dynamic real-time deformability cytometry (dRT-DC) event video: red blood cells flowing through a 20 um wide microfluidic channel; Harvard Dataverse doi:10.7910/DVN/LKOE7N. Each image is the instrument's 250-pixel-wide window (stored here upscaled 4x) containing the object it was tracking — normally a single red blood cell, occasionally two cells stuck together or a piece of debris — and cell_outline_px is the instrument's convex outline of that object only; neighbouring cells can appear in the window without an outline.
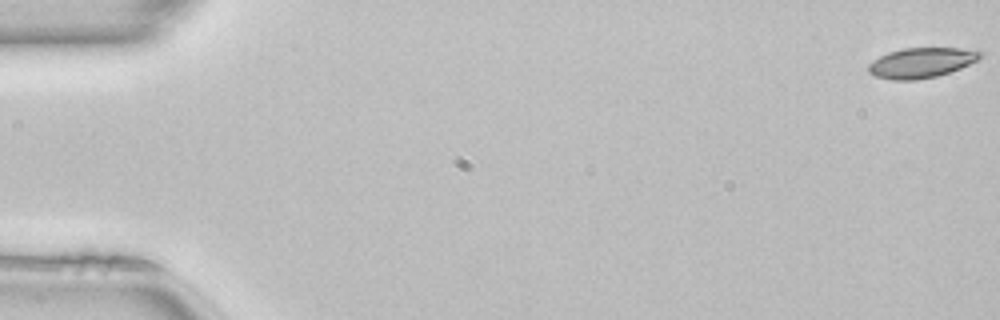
{"species": "common noctule bat (a hibernating species)", "species_latin": "Nyctalus noctula", "temperature_condition": "room temperature", "stored_images_in_passage": 51, "camera_frame_rate_fps": 3000, "um_per_image_px": 0.085, "animal": {"sex": "female", "body_mass_g": 22.7, "forearm_length_mm": 54.2}, "frame": {"image": 1, "passage_image": 1, "time_ms": 0.0, "image_size_px": [1000, 320], "cell_outline_px": [[984, 56], [980, 60], [960, 68], [936, 76], [916, 80], [892, 80], [876, 76], [868, 72], [868, 64], [872, 60], [888, 52], [904, 48], [960, 48], [984, 52]], "centroid_in_image_um": [78.33, 5.33], "position_along_channel_um": 6.7, "area_um2": 19.71}}
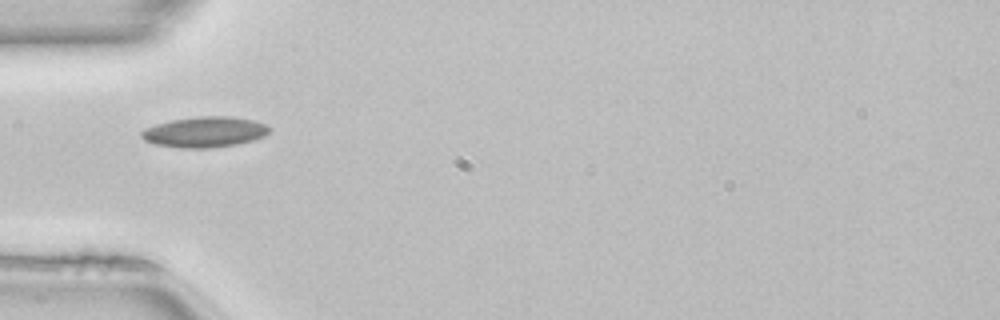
{"frame": {"image": 2, "passage_image": 17, "time_ms": 5.333, "image_size_px": [1000, 320], "cell_outline_px": [[268, 132], [264, 136], [252, 140], [236, 144], [212, 148], [180, 148], [156, 144], [144, 140], [140, 136], [140, 132], [144, 128], [156, 124], [172, 120], [200, 116], [232, 116], [252, 120], [264, 124], [268, 128]], "centroid_in_image_um": [17.35, 11.22], "position_along_channel_um": 67.6, "area_um2": 22.66}}
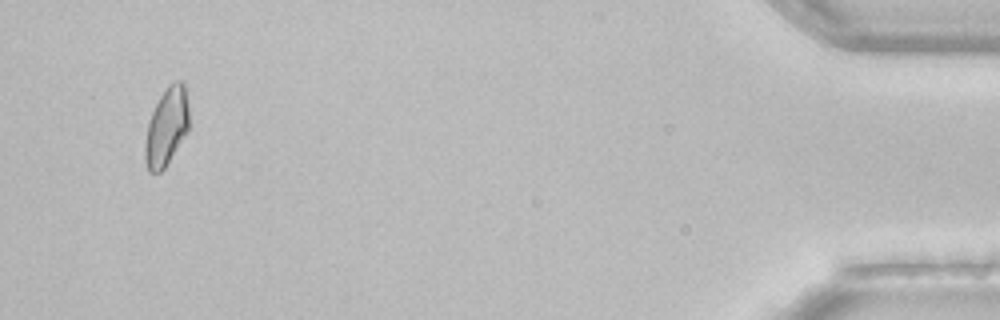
{"frame": {"image": 3, "passage_image": 49, "time_ms": 16.0, "image_size_px": [1000, 320], "cell_outline_px": [[188, 132], [164, 168], [160, 172], [148, 172], [144, 160], [144, 144], [148, 120], [160, 96], [168, 84], [176, 80], [184, 80], [188, 104]], "centroid_in_image_um": [14.15, 10.76], "position_along_channel_um": 421.1, "area_um2": 20.23}}